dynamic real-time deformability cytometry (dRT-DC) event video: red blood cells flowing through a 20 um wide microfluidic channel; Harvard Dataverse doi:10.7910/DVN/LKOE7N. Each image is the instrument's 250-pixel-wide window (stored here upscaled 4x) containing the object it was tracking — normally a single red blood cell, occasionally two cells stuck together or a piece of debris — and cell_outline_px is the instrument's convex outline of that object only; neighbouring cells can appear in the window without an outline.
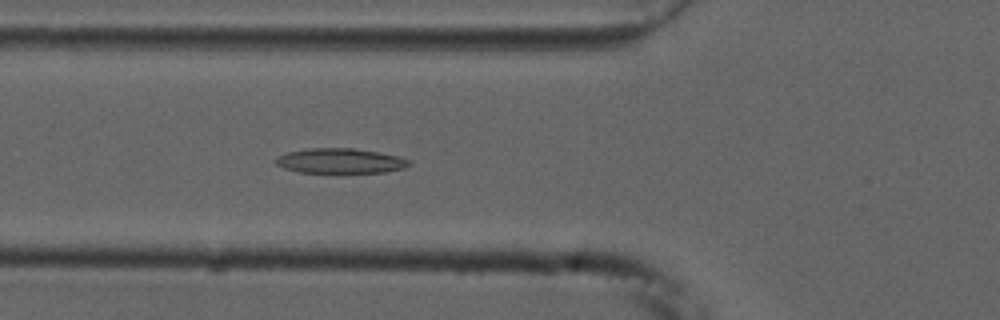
{"species": "common noctule bat (a hibernating species)", "species_latin": "Nyctalus noctula", "temperature_condition": "cold", "stored_images_in_passage": 55, "camera_frame_rate_fps": 3000, "um_per_image_px": 0.085, "animal": {"sex": "male", "forearm_length_mm": 52.5}, "frame": {"image": 1, "passage_image": 20, "time_ms": 6.333, "image_size_px": [1000, 320], "cell_outline_px": [[412, 164], [404, 168], [384, 172], [340, 176], [300, 172], [284, 168], [276, 164], [272, 160], [288, 152], [308, 148], [352, 148], [400, 156], [412, 160]], "centroid_in_image_um": [28.95, 13.73], "position_along_channel_um": 96.8, "area_um2": 20.52}}
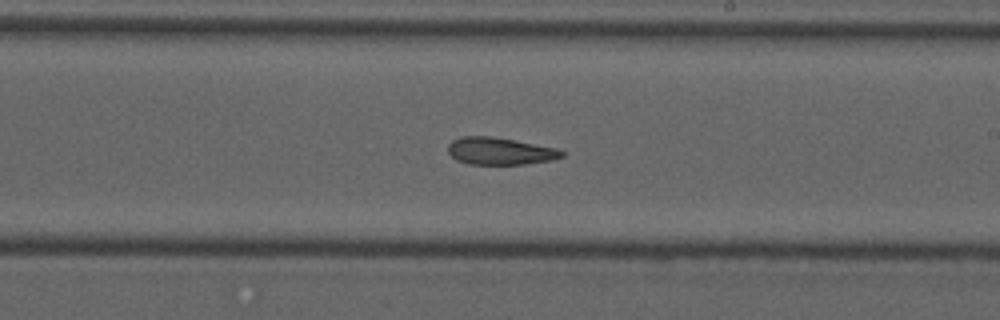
{"frame": {"image": 2, "passage_image": 32, "time_ms": 10.333, "image_size_px": [1000, 320], "cell_outline_px": [[564, 156], [552, 160], [524, 164], [468, 164], [456, 160], [448, 152], [448, 144], [452, 140], [460, 136], [488, 136], [512, 140], [556, 148], [564, 152]], "centroid_in_image_um": [42.46, 12.85], "position_along_channel_um": 246.5, "area_um2": 17.92}}
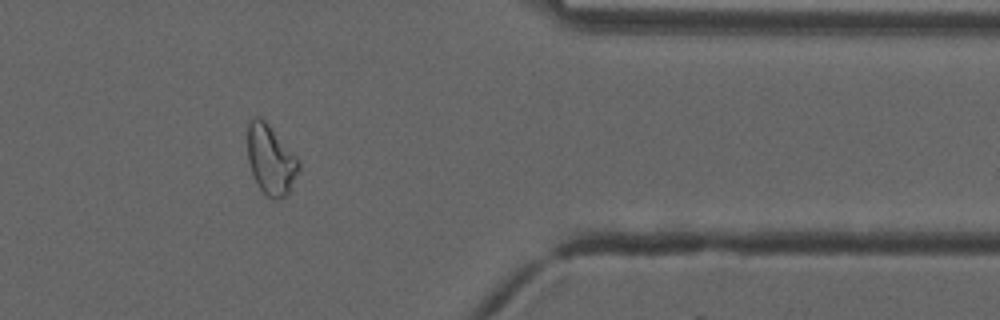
{"frame": {"image": 3, "passage_image": 45, "time_ms": 14.667, "image_size_px": [1000, 320], "cell_outline_px": [[300, 168], [288, 196], [280, 200], [272, 200], [260, 188], [252, 172], [248, 160], [248, 120], [256, 116], [260, 116], [264, 120], [300, 160]], "centroid_in_image_um": [23.03, 13.61], "position_along_channel_um": 388.4, "area_um2": 20.81}, "authors_computed_cell_mechanics": {"area_um2": 20.6346, "velocity_mm_per_s": 3.7359, "shape_relaxation_time_tau1_ms": null, "shape_relaxation_time_tau2_ms": 8.5307, "deformation_change_tau1": null, "deformation_change_tau2": 0.1926}}